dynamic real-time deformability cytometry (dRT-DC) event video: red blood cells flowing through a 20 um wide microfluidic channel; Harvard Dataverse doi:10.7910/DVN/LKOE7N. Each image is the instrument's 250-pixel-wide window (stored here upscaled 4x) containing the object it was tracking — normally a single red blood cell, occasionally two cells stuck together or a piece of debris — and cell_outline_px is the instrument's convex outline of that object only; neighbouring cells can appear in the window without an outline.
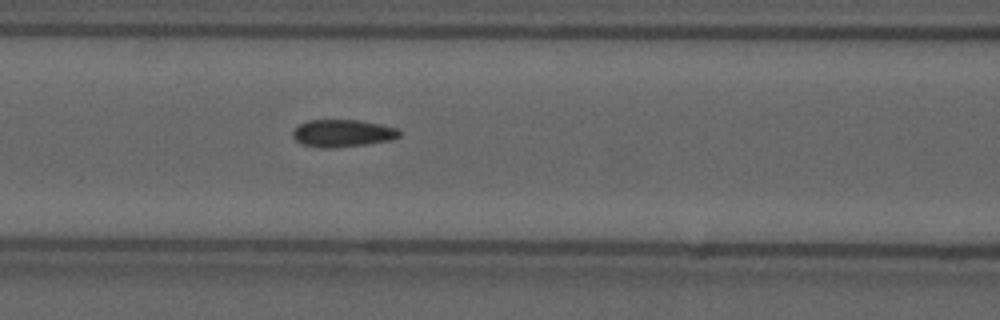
{"species": "common noctule bat (a hibernating species)", "species_latin": "Nyctalus noctula", "temperature_condition": "cold", "stored_images_in_passage": 36, "camera_frame_rate_fps": 3000, "um_per_image_px": 0.085, "animal": {"sex": "male", "forearm_length_mm": 52.5}, "frame": {"image": 1, "passage_image": 6, "time_ms": 1.667, "image_size_px": [1000, 320], "cell_outline_px": [[400, 136], [388, 140], [364, 144], [332, 148], [320, 148], [304, 144], [296, 140], [292, 136], [292, 132], [300, 124], [308, 120], [360, 120], [380, 124], [396, 128], [400, 132]], "centroid_in_image_um": [29.09, 11.32], "position_along_channel_um": 137.5, "area_um2": 16.76}}